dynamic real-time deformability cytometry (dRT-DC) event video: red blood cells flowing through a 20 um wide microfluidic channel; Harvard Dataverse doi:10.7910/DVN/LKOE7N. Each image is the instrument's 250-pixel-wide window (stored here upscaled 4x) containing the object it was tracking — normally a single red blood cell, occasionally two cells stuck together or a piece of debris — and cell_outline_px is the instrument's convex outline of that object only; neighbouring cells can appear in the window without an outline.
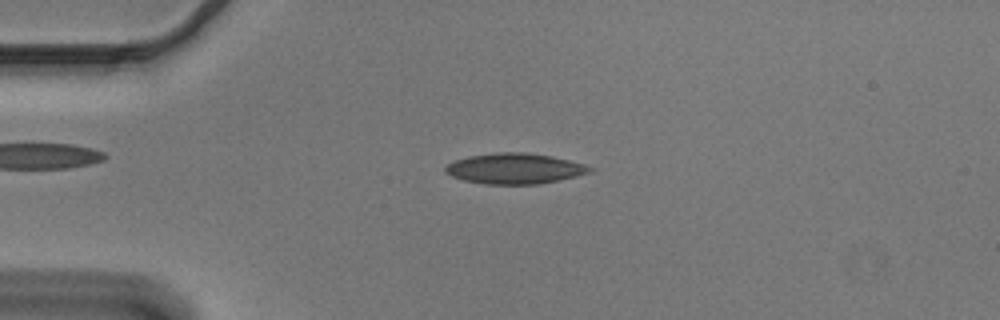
{"species": "Egyptian fruit bat (a non-hibernating species)", "species_latin": "Rousettus aegyptiacus", "temperature_condition": "cold", "stored_images_in_passage": 50, "camera_frame_rate_fps": 3000, "um_per_image_px": 0.085, "animal": {"sex": "male"}, "frame": {"image": 1, "passage_image": 9, "time_ms": 2.667, "image_size_px": [1000, 320], "cell_outline_px": [[596, 168], [592, 172], [576, 176], [540, 184], [484, 184], [464, 180], [452, 176], [444, 172], [444, 168], [452, 160], [468, 156], [496, 152], [520, 152], [552, 156], [584, 164]], "centroid_in_image_um": [43.74, 14.32], "position_along_channel_um": 41.3, "area_um2": 25.84}}
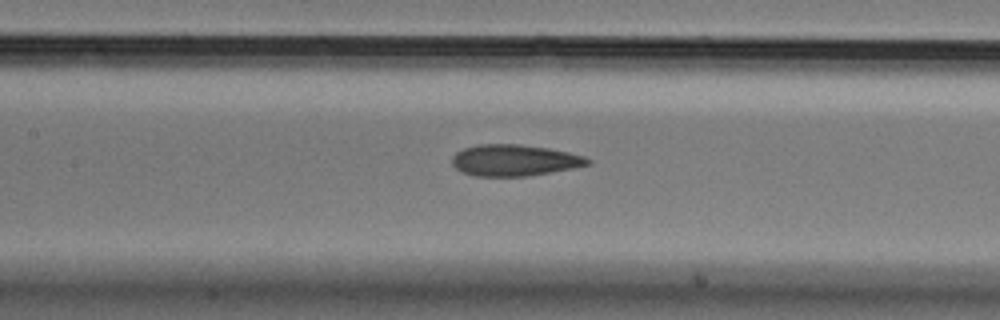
{"frame": {"image": 2, "passage_image": 21, "time_ms": 6.667, "image_size_px": [1000, 320], "cell_outline_px": [[592, 164], [572, 168], [528, 176], [476, 176], [460, 172], [452, 164], [452, 156], [456, 152], [464, 148], [476, 144], [520, 144], [548, 148], [568, 152], [584, 156], [592, 160]], "centroid_in_image_um": [43.71, 13.62], "position_along_channel_um": 163.7, "area_um2": 24.91}}
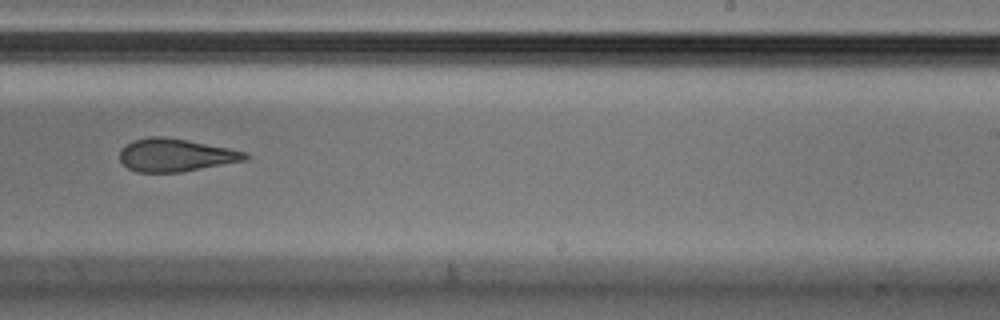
{"frame": {"image": 3, "passage_image": 30, "time_ms": 9.667, "image_size_px": [1000, 320], "cell_outline_px": [[252, 156], [248, 160], [180, 172], [136, 172], [128, 168], [120, 160], [120, 148], [132, 140], [152, 136], [160, 136], [188, 140], [248, 152]], "centroid_in_image_um": [14.95, 13.18], "position_along_channel_um": 274.1, "area_um2": 24.16}, "authors_computed_cell_mechanics": {"area_um2": 25.2875, "velocity_mm_per_s": 3.6904, "shape_relaxation_time_tau1_ms": null, "shape_relaxation_time_tau2_ms": 4.1995, "deformation_change_tau1": null, "deformation_change_tau2": 0.1295}}